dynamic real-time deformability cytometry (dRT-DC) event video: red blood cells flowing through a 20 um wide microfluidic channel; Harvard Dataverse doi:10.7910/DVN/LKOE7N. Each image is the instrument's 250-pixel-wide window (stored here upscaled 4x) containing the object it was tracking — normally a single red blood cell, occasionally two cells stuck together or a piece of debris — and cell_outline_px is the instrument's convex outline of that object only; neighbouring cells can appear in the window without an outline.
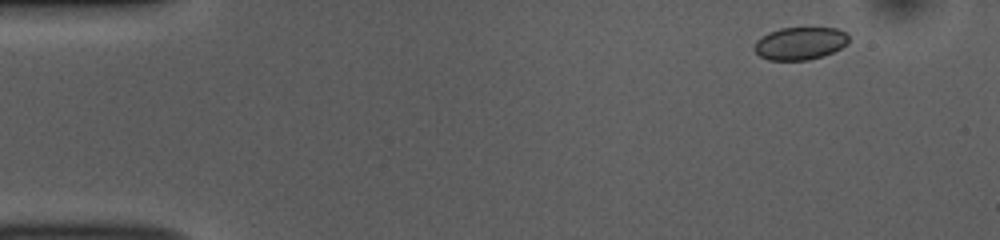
{"species": "common noctule bat (a hibernating species)", "species_latin": "Nyctalus noctula", "temperature_condition": "room temperature", "stored_images_in_passage": 52, "segment_of_instrument_passage": [1, 2], "camera_frame_rate_fps": 3000, "um_per_image_px": 0.085, "animal": {"sex": "female", "body_mass_g": 10.0, "forearm_length_mm": 53.1}, "frame": {"image": 1, "passage_image": 4, "time_ms": 1.0, "image_size_px": [1000, 240], "cell_outline_px": [[848, 44], [832, 52], [808, 60], [768, 60], [760, 56], [752, 48], [756, 40], [760, 36], [768, 32], [780, 28], [836, 28], [848, 32]], "centroid_in_image_um": [67.98, 3.68], "position_along_channel_um": 17.0, "area_um2": 18.09}}
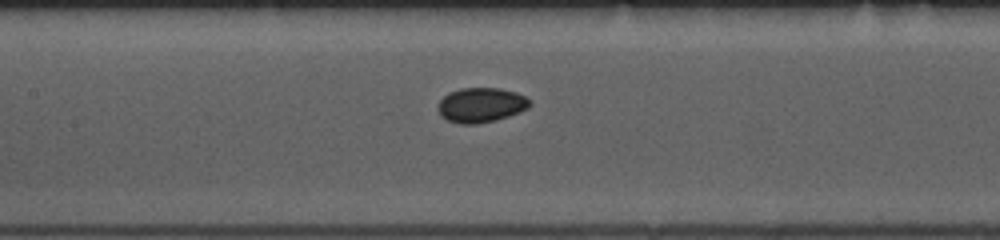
{"frame": {"image": 2, "passage_image": 23, "time_ms": 7.333, "image_size_px": [1000, 240], "cell_outline_px": [[532, 104], [528, 108], [508, 116], [496, 120], [472, 124], [460, 124], [448, 120], [440, 116], [436, 108], [440, 100], [448, 92], [460, 88], [500, 88], [516, 92], [532, 100]], "centroid_in_image_um": [40.87, 8.92], "position_along_channel_um": 166.5, "area_um2": 18.73}}
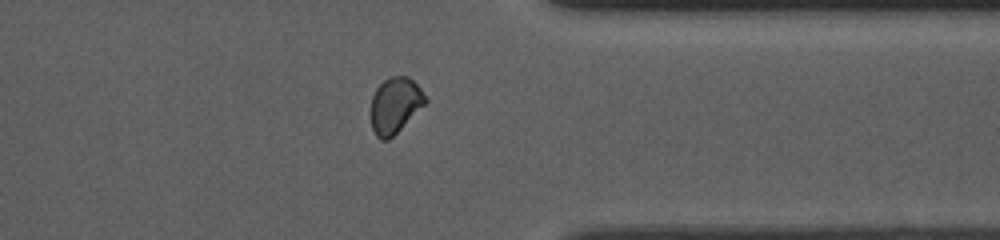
{"frame": {"image": 3, "passage_image": 40, "time_ms": 13.0, "image_size_px": [1000, 240], "cell_outline_px": [[428, 100], [388, 140], [380, 140], [376, 136], [372, 128], [372, 96], [376, 88], [388, 76], [408, 76], [420, 88]], "centroid_in_image_um": [33.56, 8.92], "position_along_channel_um": 377.8, "area_um2": 17.28}}